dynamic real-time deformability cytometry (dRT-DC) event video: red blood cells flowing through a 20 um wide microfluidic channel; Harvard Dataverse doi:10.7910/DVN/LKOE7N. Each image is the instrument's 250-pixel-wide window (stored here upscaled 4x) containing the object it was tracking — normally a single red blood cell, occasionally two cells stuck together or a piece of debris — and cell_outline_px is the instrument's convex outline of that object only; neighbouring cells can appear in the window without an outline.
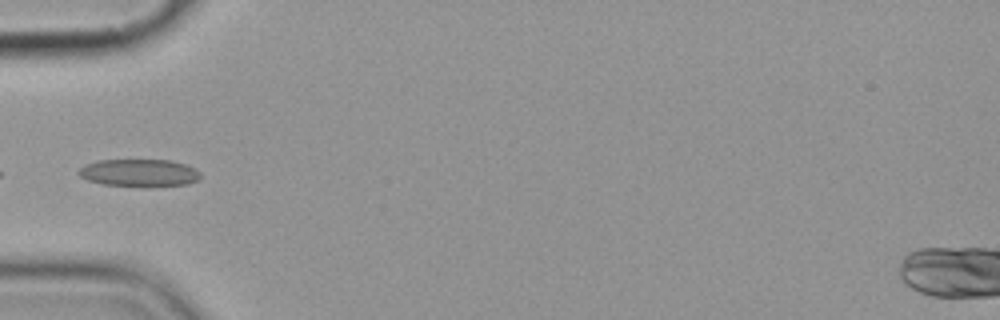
{"species": "common noctule bat (a hibernating species)", "species_latin": "Nyctalus noctula", "temperature_condition": "cold", "stored_images_in_passage": 14, "camera_frame_rate_fps": 3000, "um_per_image_px": 0.085, "animal": {"sex": "female", "body_mass_g": 19.9}, "frame": {"image": 1, "passage_image": 5, "time_ms": 5.667, "image_size_px": [1000, 320], "cell_outline_px": [[200, 180], [188, 184], [140, 188], [104, 184], [88, 180], [80, 176], [76, 172], [80, 168], [88, 164], [100, 160], [172, 160], [184, 164], [200, 172]], "centroid_in_image_um": [11.86, 14.72], "position_along_channel_um": 73.1, "area_um2": 19.77}}
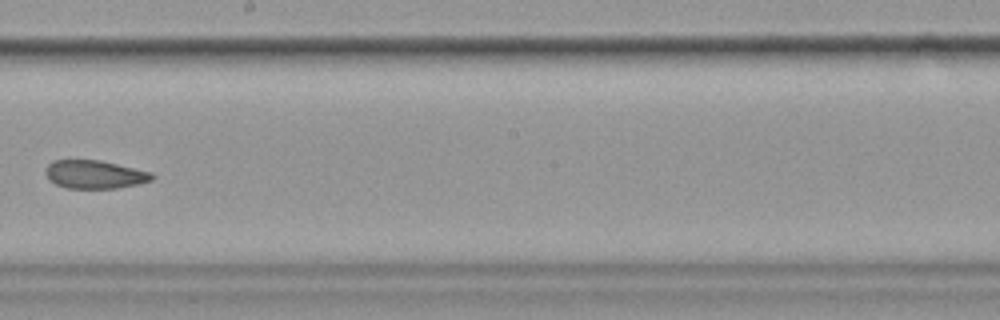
{"frame": {"image": 2, "passage_image": 9, "time_ms": 10.333, "image_size_px": [1000, 320], "cell_outline_px": [[156, 176], [152, 180], [136, 184], [116, 188], [68, 188], [56, 184], [48, 180], [44, 172], [48, 164], [52, 160], [100, 160], [152, 172]], "centroid_in_image_um": [8.03, 14.82], "position_along_channel_um": 240.2, "area_um2": 17.57}}
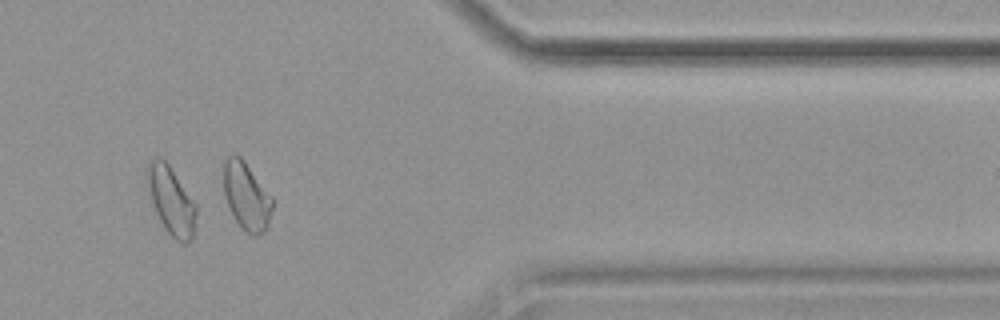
{"frame": {"image": 3, "passage_image": 13, "time_ms": 15.0, "image_size_px": [1000, 320], "cell_outline_px": [[196, 216], [192, 240], [184, 244], [176, 240], [164, 228], [152, 204], [144, 176], [144, 172], [148, 164], [156, 156], [160, 156], [168, 164], [196, 204]], "centroid_in_image_um": [14.51, 17.03], "position_along_channel_um": 396.9, "area_um2": 19.48}, "authors_computed_cell_mechanics": {"area_um2": 19.2474, "velocity_mm_per_s": 3.5852, "shape_relaxation_time_tau1_ms": null, "shape_relaxation_time_tau2_ms": 2.1051, "deformation_change_tau1": null, "deformation_change_tau2": 0.0787}}